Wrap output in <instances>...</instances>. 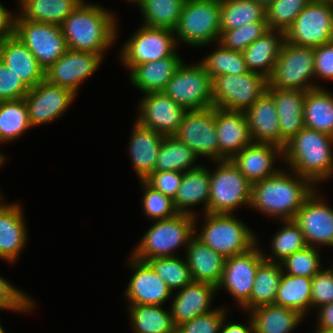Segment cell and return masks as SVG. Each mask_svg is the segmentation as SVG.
I'll use <instances>...</instances> for the list:
<instances>
[{"label": "cell", "instance_id": "obj_6", "mask_svg": "<svg viewBox=\"0 0 333 333\" xmlns=\"http://www.w3.org/2000/svg\"><path fill=\"white\" fill-rule=\"evenodd\" d=\"M220 2L213 0H185L174 33L178 40L193 46L219 41Z\"/></svg>", "mask_w": 333, "mask_h": 333}, {"label": "cell", "instance_id": "obj_17", "mask_svg": "<svg viewBox=\"0 0 333 333\" xmlns=\"http://www.w3.org/2000/svg\"><path fill=\"white\" fill-rule=\"evenodd\" d=\"M75 95L71 90L46 80L39 82L24 97L31 127L52 122L61 116Z\"/></svg>", "mask_w": 333, "mask_h": 333}, {"label": "cell", "instance_id": "obj_10", "mask_svg": "<svg viewBox=\"0 0 333 333\" xmlns=\"http://www.w3.org/2000/svg\"><path fill=\"white\" fill-rule=\"evenodd\" d=\"M314 48L283 42L274 70L268 78L269 86L279 89L308 91L319 87L309 79L314 74Z\"/></svg>", "mask_w": 333, "mask_h": 333}, {"label": "cell", "instance_id": "obj_27", "mask_svg": "<svg viewBox=\"0 0 333 333\" xmlns=\"http://www.w3.org/2000/svg\"><path fill=\"white\" fill-rule=\"evenodd\" d=\"M186 262L193 281L217 286L223 275L226 258L209 248L194 236L186 247Z\"/></svg>", "mask_w": 333, "mask_h": 333}, {"label": "cell", "instance_id": "obj_24", "mask_svg": "<svg viewBox=\"0 0 333 333\" xmlns=\"http://www.w3.org/2000/svg\"><path fill=\"white\" fill-rule=\"evenodd\" d=\"M252 143H271L281 147L279 117L273 97L266 92L244 112Z\"/></svg>", "mask_w": 333, "mask_h": 333}, {"label": "cell", "instance_id": "obj_57", "mask_svg": "<svg viewBox=\"0 0 333 333\" xmlns=\"http://www.w3.org/2000/svg\"><path fill=\"white\" fill-rule=\"evenodd\" d=\"M318 316V329L330 330L333 329V302L323 305Z\"/></svg>", "mask_w": 333, "mask_h": 333}, {"label": "cell", "instance_id": "obj_3", "mask_svg": "<svg viewBox=\"0 0 333 333\" xmlns=\"http://www.w3.org/2000/svg\"><path fill=\"white\" fill-rule=\"evenodd\" d=\"M333 136L304 127L283 148L289 168L312 183L333 174Z\"/></svg>", "mask_w": 333, "mask_h": 333}, {"label": "cell", "instance_id": "obj_43", "mask_svg": "<svg viewBox=\"0 0 333 333\" xmlns=\"http://www.w3.org/2000/svg\"><path fill=\"white\" fill-rule=\"evenodd\" d=\"M219 46L200 62L212 80L219 75H241L249 72L243 53L225 48L221 44Z\"/></svg>", "mask_w": 333, "mask_h": 333}, {"label": "cell", "instance_id": "obj_19", "mask_svg": "<svg viewBox=\"0 0 333 333\" xmlns=\"http://www.w3.org/2000/svg\"><path fill=\"white\" fill-rule=\"evenodd\" d=\"M315 192L306 199L293 220L304 234L308 246L315 247L317 243L333 246V209Z\"/></svg>", "mask_w": 333, "mask_h": 333}, {"label": "cell", "instance_id": "obj_22", "mask_svg": "<svg viewBox=\"0 0 333 333\" xmlns=\"http://www.w3.org/2000/svg\"><path fill=\"white\" fill-rule=\"evenodd\" d=\"M267 92L273 97L281 134V148L304 128L305 91L279 89L268 85Z\"/></svg>", "mask_w": 333, "mask_h": 333}, {"label": "cell", "instance_id": "obj_36", "mask_svg": "<svg viewBox=\"0 0 333 333\" xmlns=\"http://www.w3.org/2000/svg\"><path fill=\"white\" fill-rule=\"evenodd\" d=\"M281 263L264 260L255 274L250 300L243 306L252 310L258 306L275 303L277 289L283 274Z\"/></svg>", "mask_w": 333, "mask_h": 333}, {"label": "cell", "instance_id": "obj_47", "mask_svg": "<svg viewBox=\"0 0 333 333\" xmlns=\"http://www.w3.org/2000/svg\"><path fill=\"white\" fill-rule=\"evenodd\" d=\"M268 30L267 22H251L232 30H221L219 44L242 53Z\"/></svg>", "mask_w": 333, "mask_h": 333}, {"label": "cell", "instance_id": "obj_49", "mask_svg": "<svg viewBox=\"0 0 333 333\" xmlns=\"http://www.w3.org/2000/svg\"><path fill=\"white\" fill-rule=\"evenodd\" d=\"M141 183L145 190L142 200L144 212L149 218L158 221L172 218L178 214L172 198L154 190L144 180H141Z\"/></svg>", "mask_w": 333, "mask_h": 333}, {"label": "cell", "instance_id": "obj_51", "mask_svg": "<svg viewBox=\"0 0 333 333\" xmlns=\"http://www.w3.org/2000/svg\"><path fill=\"white\" fill-rule=\"evenodd\" d=\"M29 90L20 77L0 59V101L22 99Z\"/></svg>", "mask_w": 333, "mask_h": 333}, {"label": "cell", "instance_id": "obj_40", "mask_svg": "<svg viewBox=\"0 0 333 333\" xmlns=\"http://www.w3.org/2000/svg\"><path fill=\"white\" fill-rule=\"evenodd\" d=\"M135 333H176L170 311L161 305H129Z\"/></svg>", "mask_w": 333, "mask_h": 333}, {"label": "cell", "instance_id": "obj_28", "mask_svg": "<svg viewBox=\"0 0 333 333\" xmlns=\"http://www.w3.org/2000/svg\"><path fill=\"white\" fill-rule=\"evenodd\" d=\"M19 204L0 205V258L14 262L25 246L27 232Z\"/></svg>", "mask_w": 333, "mask_h": 333}, {"label": "cell", "instance_id": "obj_33", "mask_svg": "<svg viewBox=\"0 0 333 333\" xmlns=\"http://www.w3.org/2000/svg\"><path fill=\"white\" fill-rule=\"evenodd\" d=\"M249 311L255 333H290L304 317L295 310L275 303Z\"/></svg>", "mask_w": 333, "mask_h": 333}, {"label": "cell", "instance_id": "obj_20", "mask_svg": "<svg viewBox=\"0 0 333 333\" xmlns=\"http://www.w3.org/2000/svg\"><path fill=\"white\" fill-rule=\"evenodd\" d=\"M218 161L230 160L252 143L244 112L215 107Z\"/></svg>", "mask_w": 333, "mask_h": 333}, {"label": "cell", "instance_id": "obj_53", "mask_svg": "<svg viewBox=\"0 0 333 333\" xmlns=\"http://www.w3.org/2000/svg\"><path fill=\"white\" fill-rule=\"evenodd\" d=\"M34 303L25 293L16 289L0 276V309L14 311H28L33 308Z\"/></svg>", "mask_w": 333, "mask_h": 333}, {"label": "cell", "instance_id": "obj_25", "mask_svg": "<svg viewBox=\"0 0 333 333\" xmlns=\"http://www.w3.org/2000/svg\"><path fill=\"white\" fill-rule=\"evenodd\" d=\"M0 59L29 89L45 80V70L16 35L2 40Z\"/></svg>", "mask_w": 333, "mask_h": 333}, {"label": "cell", "instance_id": "obj_2", "mask_svg": "<svg viewBox=\"0 0 333 333\" xmlns=\"http://www.w3.org/2000/svg\"><path fill=\"white\" fill-rule=\"evenodd\" d=\"M114 16L84 1L61 23L68 49L101 54L116 38Z\"/></svg>", "mask_w": 333, "mask_h": 333}, {"label": "cell", "instance_id": "obj_41", "mask_svg": "<svg viewBox=\"0 0 333 333\" xmlns=\"http://www.w3.org/2000/svg\"><path fill=\"white\" fill-rule=\"evenodd\" d=\"M185 0H144L139 6L144 26L174 30Z\"/></svg>", "mask_w": 333, "mask_h": 333}, {"label": "cell", "instance_id": "obj_42", "mask_svg": "<svg viewBox=\"0 0 333 333\" xmlns=\"http://www.w3.org/2000/svg\"><path fill=\"white\" fill-rule=\"evenodd\" d=\"M30 127L24 98L0 101V143L17 139Z\"/></svg>", "mask_w": 333, "mask_h": 333}, {"label": "cell", "instance_id": "obj_48", "mask_svg": "<svg viewBox=\"0 0 333 333\" xmlns=\"http://www.w3.org/2000/svg\"><path fill=\"white\" fill-rule=\"evenodd\" d=\"M319 255L315 247L307 246L294 252L280 263L282 266L285 265L288 275L312 278L321 270Z\"/></svg>", "mask_w": 333, "mask_h": 333}, {"label": "cell", "instance_id": "obj_21", "mask_svg": "<svg viewBox=\"0 0 333 333\" xmlns=\"http://www.w3.org/2000/svg\"><path fill=\"white\" fill-rule=\"evenodd\" d=\"M134 268L125 295L130 305H162L173 293L153 268L144 261L131 257Z\"/></svg>", "mask_w": 333, "mask_h": 333}, {"label": "cell", "instance_id": "obj_12", "mask_svg": "<svg viewBox=\"0 0 333 333\" xmlns=\"http://www.w3.org/2000/svg\"><path fill=\"white\" fill-rule=\"evenodd\" d=\"M14 35L33 53L40 66L47 70L67 50L61 27L15 17Z\"/></svg>", "mask_w": 333, "mask_h": 333}, {"label": "cell", "instance_id": "obj_18", "mask_svg": "<svg viewBox=\"0 0 333 333\" xmlns=\"http://www.w3.org/2000/svg\"><path fill=\"white\" fill-rule=\"evenodd\" d=\"M143 98L136 121L163 136H173L188 110L163 92L146 93Z\"/></svg>", "mask_w": 333, "mask_h": 333}, {"label": "cell", "instance_id": "obj_35", "mask_svg": "<svg viewBox=\"0 0 333 333\" xmlns=\"http://www.w3.org/2000/svg\"><path fill=\"white\" fill-rule=\"evenodd\" d=\"M22 19L61 25L83 0H19Z\"/></svg>", "mask_w": 333, "mask_h": 333}, {"label": "cell", "instance_id": "obj_61", "mask_svg": "<svg viewBox=\"0 0 333 333\" xmlns=\"http://www.w3.org/2000/svg\"><path fill=\"white\" fill-rule=\"evenodd\" d=\"M4 160H5V157L3 155H1V153H0V165H2Z\"/></svg>", "mask_w": 333, "mask_h": 333}, {"label": "cell", "instance_id": "obj_14", "mask_svg": "<svg viewBox=\"0 0 333 333\" xmlns=\"http://www.w3.org/2000/svg\"><path fill=\"white\" fill-rule=\"evenodd\" d=\"M173 136L190 147L198 156H207L218 161L215 107L188 110Z\"/></svg>", "mask_w": 333, "mask_h": 333}, {"label": "cell", "instance_id": "obj_34", "mask_svg": "<svg viewBox=\"0 0 333 333\" xmlns=\"http://www.w3.org/2000/svg\"><path fill=\"white\" fill-rule=\"evenodd\" d=\"M304 127L333 136V94L322 87L306 91Z\"/></svg>", "mask_w": 333, "mask_h": 333}, {"label": "cell", "instance_id": "obj_13", "mask_svg": "<svg viewBox=\"0 0 333 333\" xmlns=\"http://www.w3.org/2000/svg\"><path fill=\"white\" fill-rule=\"evenodd\" d=\"M174 30L142 26L122 48V61L127 68L157 61L175 53L178 40Z\"/></svg>", "mask_w": 333, "mask_h": 333}, {"label": "cell", "instance_id": "obj_16", "mask_svg": "<svg viewBox=\"0 0 333 333\" xmlns=\"http://www.w3.org/2000/svg\"><path fill=\"white\" fill-rule=\"evenodd\" d=\"M102 57L97 53L68 49L45 70V80L76 94L80 83L97 70Z\"/></svg>", "mask_w": 333, "mask_h": 333}, {"label": "cell", "instance_id": "obj_62", "mask_svg": "<svg viewBox=\"0 0 333 333\" xmlns=\"http://www.w3.org/2000/svg\"><path fill=\"white\" fill-rule=\"evenodd\" d=\"M129 1L137 2L140 5L144 0H129Z\"/></svg>", "mask_w": 333, "mask_h": 333}, {"label": "cell", "instance_id": "obj_26", "mask_svg": "<svg viewBox=\"0 0 333 333\" xmlns=\"http://www.w3.org/2000/svg\"><path fill=\"white\" fill-rule=\"evenodd\" d=\"M217 290V286L199 281H192L182 288L171 306L170 314L175 327L196 316L213 311L209 310V306L211 298Z\"/></svg>", "mask_w": 333, "mask_h": 333}, {"label": "cell", "instance_id": "obj_1", "mask_svg": "<svg viewBox=\"0 0 333 333\" xmlns=\"http://www.w3.org/2000/svg\"><path fill=\"white\" fill-rule=\"evenodd\" d=\"M291 176L290 173L279 170L276 174L254 183L249 206L283 221L293 220L316 189L309 179L298 174L295 178Z\"/></svg>", "mask_w": 333, "mask_h": 333}, {"label": "cell", "instance_id": "obj_54", "mask_svg": "<svg viewBox=\"0 0 333 333\" xmlns=\"http://www.w3.org/2000/svg\"><path fill=\"white\" fill-rule=\"evenodd\" d=\"M182 178L183 172L163 171L152 172L144 181L154 190L174 199L180 187Z\"/></svg>", "mask_w": 333, "mask_h": 333}, {"label": "cell", "instance_id": "obj_15", "mask_svg": "<svg viewBox=\"0 0 333 333\" xmlns=\"http://www.w3.org/2000/svg\"><path fill=\"white\" fill-rule=\"evenodd\" d=\"M263 261L264 254L256 245L246 253L226 258L217 289L224 286L243 307L250 300L255 274Z\"/></svg>", "mask_w": 333, "mask_h": 333}, {"label": "cell", "instance_id": "obj_23", "mask_svg": "<svg viewBox=\"0 0 333 333\" xmlns=\"http://www.w3.org/2000/svg\"><path fill=\"white\" fill-rule=\"evenodd\" d=\"M275 155L283 157V149L271 143H251L230 160L253 185L276 174L273 162ZM273 168V169H272Z\"/></svg>", "mask_w": 333, "mask_h": 333}, {"label": "cell", "instance_id": "obj_60", "mask_svg": "<svg viewBox=\"0 0 333 333\" xmlns=\"http://www.w3.org/2000/svg\"><path fill=\"white\" fill-rule=\"evenodd\" d=\"M316 333H333V329L330 330L317 329Z\"/></svg>", "mask_w": 333, "mask_h": 333}, {"label": "cell", "instance_id": "obj_32", "mask_svg": "<svg viewBox=\"0 0 333 333\" xmlns=\"http://www.w3.org/2000/svg\"><path fill=\"white\" fill-rule=\"evenodd\" d=\"M210 189V172L207 167L199 166L183 172V178L176 196L173 199L174 206L178 213L195 216L189 206L204 201L205 213H208ZM187 207V208H186Z\"/></svg>", "mask_w": 333, "mask_h": 333}, {"label": "cell", "instance_id": "obj_39", "mask_svg": "<svg viewBox=\"0 0 333 333\" xmlns=\"http://www.w3.org/2000/svg\"><path fill=\"white\" fill-rule=\"evenodd\" d=\"M221 30H232L251 22H266V8L256 0L220 2Z\"/></svg>", "mask_w": 333, "mask_h": 333}, {"label": "cell", "instance_id": "obj_4", "mask_svg": "<svg viewBox=\"0 0 333 333\" xmlns=\"http://www.w3.org/2000/svg\"><path fill=\"white\" fill-rule=\"evenodd\" d=\"M195 217L178 213L172 218L156 221L145 233L132 257L144 262L157 257H175L173 250L182 244L187 246L195 236Z\"/></svg>", "mask_w": 333, "mask_h": 333}, {"label": "cell", "instance_id": "obj_37", "mask_svg": "<svg viewBox=\"0 0 333 333\" xmlns=\"http://www.w3.org/2000/svg\"><path fill=\"white\" fill-rule=\"evenodd\" d=\"M311 278L283 274L277 289L275 304L281 305L306 315L311 306Z\"/></svg>", "mask_w": 333, "mask_h": 333}, {"label": "cell", "instance_id": "obj_9", "mask_svg": "<svg viewBox=\"0 0 333 333\" xmlns=\"http://www.w3.org/2000/svg\"><path fill=\"white\" fill-rule=\"evenodd\" d=\"M285 41L312 48L333 42V3L311 0L285 31Z\"/></svg>", "mask_w": 333, "mask_h": 333}, {"label": "cell", "instance_id": "obj_50", "mask_svg": "<svg viewBox=\"0 0 333 333\" xmlns=\"http://www.w3.org/2000/svg\"><path fill=\"white\" fill-rule=\"evenodd\" d=\"M225 309H213L176 327V333H220Z\"/></svg>", "mask_w": 333, "mask_h": 333}, {"label": "cell", "instance_id": "obj_63", "mask_svg": "<svg viewBox=\"0 0 333 333\" xmlns=\"http://www.w3.org/2000/svg\"><path fill=\"white\" fill-rule=\"evenodd\" d=\"M0 333H5L1 325H0Z\"/></svg>", "mask_w": 333, "mask_h": 333}, {"label": "cell", "instance_id": "obj_45", "mask_svg": "<svg viewBox=\"0 0 333 333\" xmlns=\"http://www.w3.org/2000/svg\"><path fill=\"white\" fill-rule=\"evenodd\" d=\"M171 291L193 281L187 262L178 257H157L146 261Z\"/></svg>", "mask_w": 333, "mask_h": 333}, {"label": "cell", "instance_id": "obj_58", "mask_svg": "<svg viewBox=\"0 0 333 333\" xmlns=\"http://www.w3.org/2000/svg\"><path fill=\"white\" fill-rule=\"evenodd\" d=\"M249 326L242 324L228 323L224 325L225 318L222 322L220 333H255L252 320L249 321Z\"/></svg>", "mask_w": 333, "mask_h": 333}, {"label": "cell", "instance_id": "obj_8", "mask_svg": "<svg viewBox=\"0 0 333 333\" xmlns=\"http://www.w3.org/2000/svg\"><path fill=\"white\" fill-rule=\"evenodd\" d=\"M210 173L208 213L232 214L237 207L250 205L252 184L231 160H219Z\"/></svg>", "mask_w": 333, "mask_h": 333}, {"label": "cell", "instance_id": "obj_5", "mask_svg": "<svg viewBox=\"0 0 333 333\" xmlns=\"http://www.w3.org/2000/svg\"><path fill=\"white\" fill-rule=\"evenodd\" d=\"M206 224L197 235L202 243L225 258L246 253L256 245L252 231L228 213H205Z\"/></svg>", "mask_w": 333, "mask_h": 333}, {"label": "cell", "instance_id": "obj_46", "mask_svg": "<svg viewBox=\"0 0 333 333\" xmlns=\"http://www.w3.org/2000/svg\"><path fill=\"white\" fill-rule=\"evenodd\" d=\"M311 0H274L266 7L269 29L286 31Z\"/></svg>", "mask_w": 333, "mask_h": 333}, {"label": "cell", "instance_id": "obj_30", "mask_svg": "<svg viewBox=\"0 0 333 333\" xmlns=\"http://www.w3.org/2000/svg\"><path fill=\"white\" fill-rule=\"evenodd\" d=\"M165 136L146 128L137 121L130 140L131 159L140 180H145L153 171L162 140Z\"/></svg>", "mask_w": 333, "mask_h": 333}, {"label": "cell", "instance_id": "obj_29", "mask_svg": "<svg viewBox=\"0 0 333 333\" xmlns=\"http://www.w3.org/2000/svg\"><path fill=\"white\" fill-rule=\"evenodd\" d=\"M181 64L175 52L172 56L131 67L130 80L145 94L162 92Z\"/></svg>", "mask_w": 333, "mask_h": 333}, {"label": "cell", "instance_id": "obj_44", "mask_svg": "<svg viewBox=\"0 0 333 333\" xmlns=\"http://www.w3.org/2000/svg\"><path fill=\"white\" fill-rule=\"evenodd\" d=\"M284 223L286 226L281 228L272 240L273 254L268 257L264 254V260L277 262V260H273L275 257L280 259L279 262H282L294 252L308 246L304 234L294 220H284Z\"/></svg>", "mask_w": 333, "mask_h": 333}, {"label": "cell", "instance_id": "obj_7", "mask_svg": "<svg viewBox=\"0 0 333 333\" xmlns=\"http://www.w3.org/2000/svg\"><path fill=\"white\" fill-rule=\"evenodd\" d=\"M268 78L249 71L241 75H219L212 80L214 107L247 111L268 89Z\"/></svg>", "mask_w": 333, "mask_h": 333}, {"label": "cell", "instance_id": "obj_11", "mask_svg": "<svg viewBox=\"0 0 333 333\" xmlns=\"http://www.w3.org/2000/svg\"><path fill=\"white\" fill-rule=\"evenodd\" d=\"M162 92L187 110L214 107L212 78L201 63L195 66L182 63Z\"/></svg>", "mask_w": 333, "mask_h": 333}, {"label": "cell", "instance_id": "obj_31", "mask_svg": "<svg viewBox=\"0 0 333 333\" xmlns=\"http://www.w3.org/2000/svg\"><path fill=\"white\" fill-rule=\"evenodd\" d=\"M277 33H274V32ZM285 32L269 29L261 37L252 42L242 53L249 71L269 78L279 56ZM261 69V70H260Z\"/></svg>", "mask_w": 333, "mask_h": 333}, {"label": "cell", "instance_id": "obj_55", "mask_svg": "<svg viewBox=\"0 0 333 333\" xmlns=\"http://www.w3.org/2000/svg\"><path fill=\"white\" fill-rule=\"evenodd\" d=\"M314 74L333 79V42L314 48Z\"/></svg>", "mask_w": 333, "mask_h": 333}, {"label": "cell", "instance_id": "obj_59", "mask_svg": "<svg viewBox=\"0 0 333 333\" xmlns=\"http://www.w3.org/2000/svg\"><path fill=\"white\" fill-rule=\"evenodd\" d=\"M258 3L262 4L265 8L268 7L274 0H256Z\"/></svg>", "mask_w": 333, "mask_h": 333}, {"label": "cell", "instance_id": "obj_52", "mask_svg": "<svg viewBox=\"0 0 333 333\" xmlns=\"http://www.w3.org/2000/svg\"><path fill=\"white\" fill-rule=\"evenodd\" d=\"M311 306L318 307L333 302V272L321 269L312 278Z\"/></svg>", "mask_w": 333, "mask_h": 333}, {"label": "cell", "instance_id": "obj_38", "mask_svg": "<svg viewBox=\"0 0 333 333\" xmlns=\"http://www.w3.org/2000/svg\"><path fill=\"white\" fill-rule=\"evenodd\" d=\"M198 155L186 144L174 136H165L158 152L153 172L179 171L186 172L199 167L195 165Z\"/></svg>", "mask_w": 333, "mask_h": 333}, {"label": "cell", "instance_id": "obj_56", "mask_svg": "<svg viewBox=\"0 0 333 333\" xmlns=\"http://www.w3.org/2000/svg\"><path fill=\"white\" fill-rule=\"evenodd\" d=\"M6 8L0 4V39L12 37L15 29V17L10 16Z\"/></svg>", "mask_w": 333, "mask_h": 333}]
</instances>
